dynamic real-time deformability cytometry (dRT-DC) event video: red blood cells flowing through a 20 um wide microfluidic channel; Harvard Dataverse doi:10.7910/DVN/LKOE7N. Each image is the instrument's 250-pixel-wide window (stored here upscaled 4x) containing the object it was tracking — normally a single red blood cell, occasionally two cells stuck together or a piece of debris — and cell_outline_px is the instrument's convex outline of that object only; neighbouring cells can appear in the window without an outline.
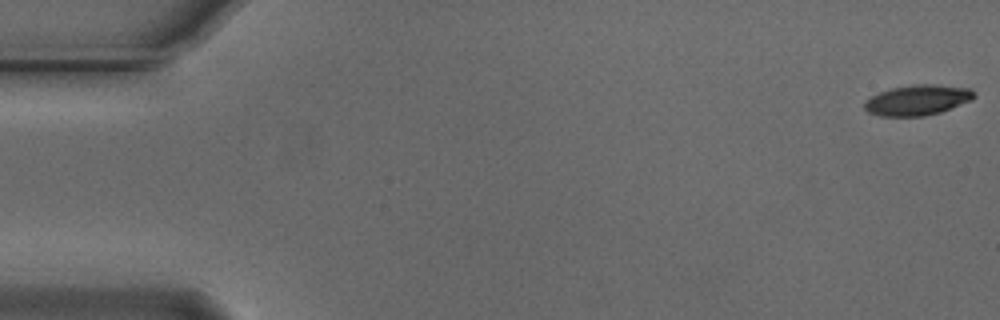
{"species": "Egyptian fruit bat (a non-hibernating species)", "species_latin": "Rousettus aegyptiacus", "temperature_condition": "cold", "stored_images_in_passage": 21, "camera_frame_rate_fps": 3000, "um_per_image_px": 0.085, "animal": {"sex": "male"}, "frame": {"image": 1, "passage_image": 1, "time_ms": 0.0, "image_size_px": [1000, 320], "cell_outline_px": [[976, 96], [972, 100], [940, 112], [924, 116], [880, 116], [868, 112], [864, 108], [864, 100], [880, 92], [892, 88], [916, 84], [936, 84], [972, 88], [976, 92]], "centroid_in_image_um": [78.02, 8.5], "position_along_channel_um": 7.0, "area_um2": 19.54}}
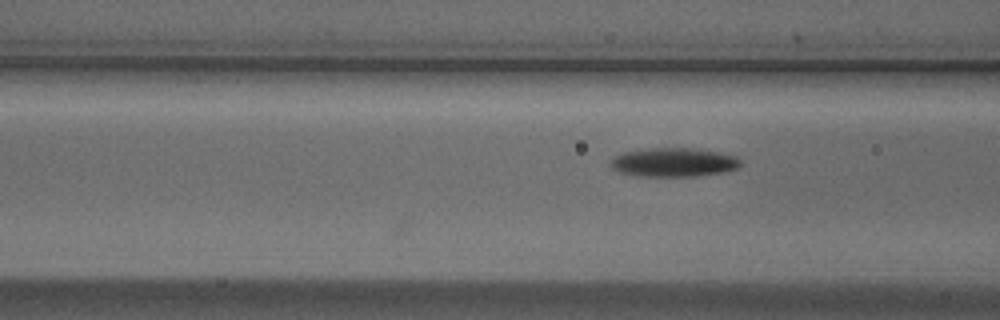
{"frame": {"image": 2, "passage_image": 21, "time_ms": 6.667, "image_size_px": [1000, 320], "cell_outline_px": [[740, 164], [736, 168], [724, 172], [696, 176], [640, 176], [620, 172], [612, 168], [608, 164], [616, 156], [624, 152], [648, 148], [696, 148], [720, 152], [736, 156], [740, 160]], "centroid_in_image_um": [57.27, 13.79], "position_along_channel_um": 109.3, "area_um2": 21.85}}